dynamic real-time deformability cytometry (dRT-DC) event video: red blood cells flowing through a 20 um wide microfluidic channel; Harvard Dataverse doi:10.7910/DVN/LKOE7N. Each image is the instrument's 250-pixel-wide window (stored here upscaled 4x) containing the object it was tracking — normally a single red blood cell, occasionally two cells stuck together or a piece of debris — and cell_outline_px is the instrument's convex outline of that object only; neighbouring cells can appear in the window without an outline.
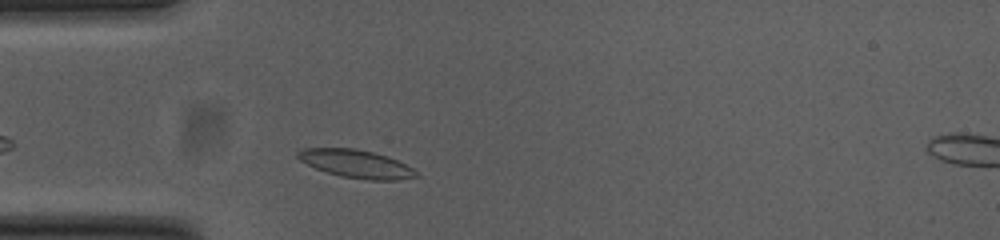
{"species": "common noctule bat (a hibernating species)", "species_latin": "Nyctalus noctula", "temperature_condition": "cold", "stored_images_in_passage": 31, "camera_frame_rate_fps": 3000, "um_per_image_px": 0.085, "animal": {"sex": "female", "body_mass_g": 23.0, "forearm_length_mm": 53.4}, "frame": {"image": 1, "passage_image": 4, "time_ms": 1.0, "image_size_px": [1000, 240], "cell_outline_px": [[420, 176], [396, 180], [368, 180], [340, 176], [316, 168], [300, 160], [296, 156], [296, 152], [304, 148], [356, 148], [372, 152], [396, 160], [412, 168]], "centroid_in_image_um": [30.25, 13.92], "position_along_channel_um": 54.7, "area_um2": 19.07}}
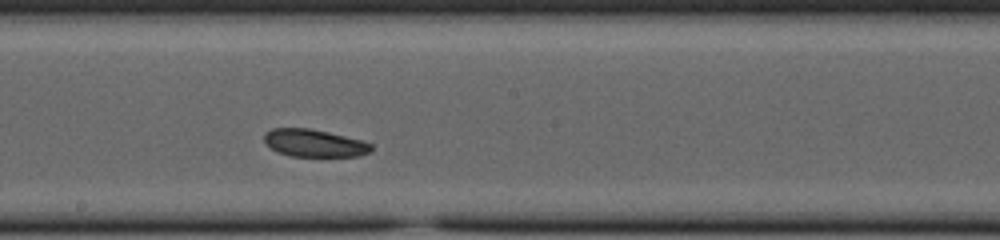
{"frame": {"image": 2, "passage_image": 18, "time_ms": 5.667, "image_size_px": [1000, 240], "cell_outline_px": [[372, 152], [360, 156], [292, 156], [276, 152], [264, 140], [264, 132], [272, 128], [312, 128], [364, 140], [372, 144]], "centroid_in_image_um": [26.75, 12.15], "position_along_channel_um": 221.4, "area_um2": 17.4}}
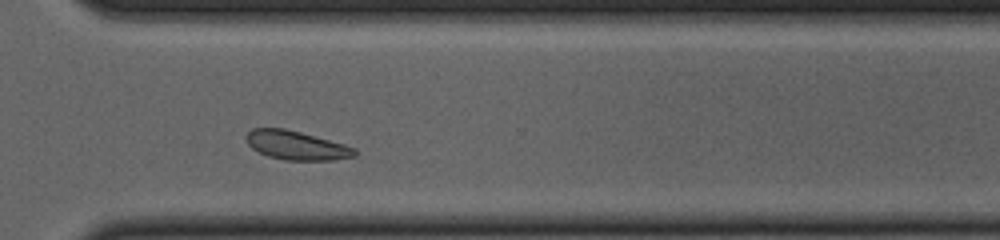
{"frame": {"image": 3, "passage_image": 28, "time_ms": 9.0, "image_size_px": [1000, 240], "cell_outline_px": [[356, 156], [336, 160], [284, 160], [268, 156], [252, 148], [248, 144], [244, 136], [252, 128], [284, 128], [300, 132], [344, 144], [356, 148]], "centroid_in_image_um": [25.19, 12.36], "position_along_channel_um": 345.4, "area_um2": 18.26}, "authors_computed_cell_mechanics": {"area_um2": 17.918, "velocity_mm_per_s": 3.7163, "shape_relaxation_time_tau1_ms": 4.353, "shape_relaxation_time_tau2_ms": 2.0909, "deformation_change_tau1": 0.083, "deformation_change_tau2": 0.0604}}